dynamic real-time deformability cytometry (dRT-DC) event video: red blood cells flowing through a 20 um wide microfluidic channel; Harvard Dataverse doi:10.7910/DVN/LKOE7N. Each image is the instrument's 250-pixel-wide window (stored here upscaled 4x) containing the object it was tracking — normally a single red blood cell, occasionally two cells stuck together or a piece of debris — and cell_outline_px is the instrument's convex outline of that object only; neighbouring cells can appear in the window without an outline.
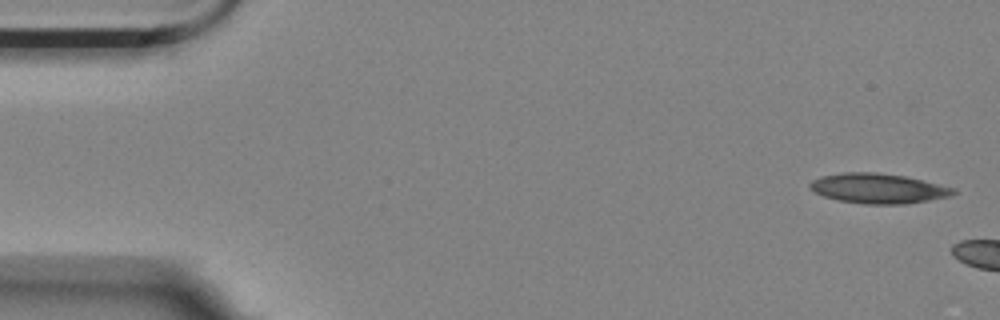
{"species": "Egyptian fruit bat (a non-hibernating species)", "species_latin": "Rousettus aegyptiacus", "temperature_condition": "room temperature", "stored_images_in_passage": 2, "camera_frame_rate_fps": 3000, "um_per_image_px": 0.085, "animal": {"sex": "female"}, "frame": {"image": 1, "passage_image": 1, "time_ms": 0.0, "image_size_px": [1000, 320], "cell_outline_px": [[956, 192], [948, 196], [908, 204], [864, 204], [840, 200], [824, 196], [808, 188], [808, 184], [812, 180], [820, 176], [844, 172], [876, 172], [904, 176], [956, 188]], "centroid_in_image_um": [74.62, 16.01], "position_along_channel_um": 10.4, "area_um2": 24.91}}